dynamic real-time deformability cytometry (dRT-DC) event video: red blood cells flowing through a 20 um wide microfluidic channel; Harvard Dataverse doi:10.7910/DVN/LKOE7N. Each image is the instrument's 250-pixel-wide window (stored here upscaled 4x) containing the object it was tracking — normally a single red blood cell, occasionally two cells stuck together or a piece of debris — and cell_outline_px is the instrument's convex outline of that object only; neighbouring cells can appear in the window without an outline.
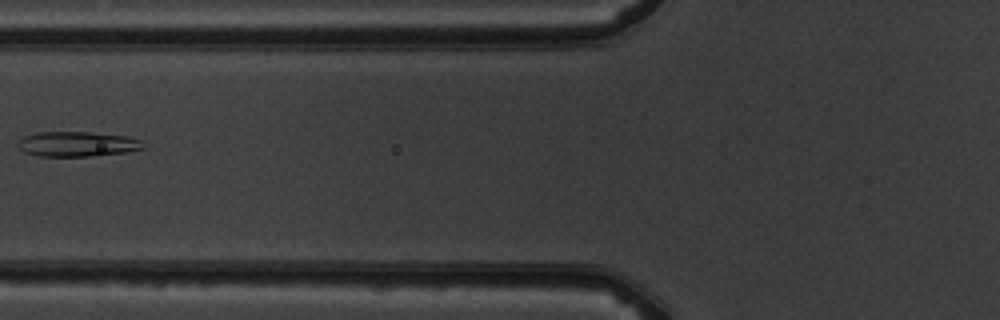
{"species": "common noctule bat (a hibernating species)", "species_latin": "Nyctalus noctula", "temperature_condition": "warm", "stored_images_in_passage": 6, "camera_frame_rate_fps": 3000, "um_per_image_px": 0.085, "animal": {"sex": "male", "body_mass_g": 19.5, "forearm_length_mm": 54.6}, "frame": {"image": 1, "passage_image": 6, "time_ms": 6.667, "image_size_px": [1000, 320], "cell_outline_px": [[148, 148], [124, 152], [96, 156], [36, 156], [24, 152], [16, 144], [24, 136], [36, 132], [88, 132], [124, 136], [144, 140]], "centroid_in_image_um": [6.61, 12.25], "position_along_channel_um": 119.2, "area_um2": 18.44}}